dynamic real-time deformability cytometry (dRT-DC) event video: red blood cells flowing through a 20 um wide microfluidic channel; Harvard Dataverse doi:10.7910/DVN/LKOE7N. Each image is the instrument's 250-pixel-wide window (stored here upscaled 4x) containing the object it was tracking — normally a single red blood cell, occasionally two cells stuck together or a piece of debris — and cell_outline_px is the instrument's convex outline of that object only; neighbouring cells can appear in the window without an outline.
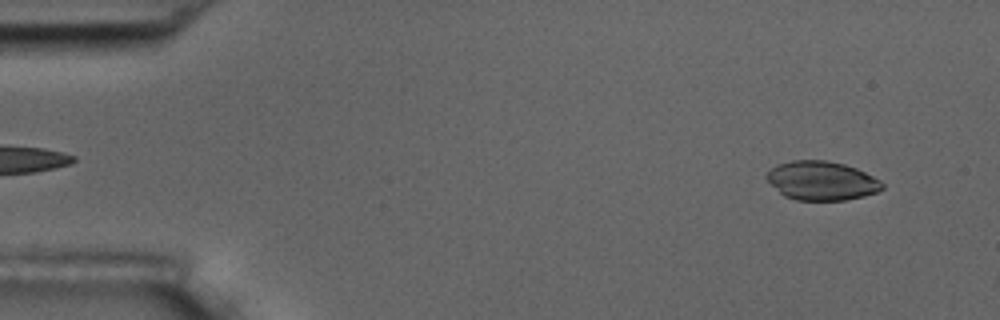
{"species": "common noctule bat (a hibernating species)", "species_latin": "Nyctalus noctula", "temperature_condition": "room temperature", "stored_images_in_passage": 11, "camera_frame_rate_fps": 3000, "um_per_image_px": 0.085, "animal": {"sex": "male", "body_mass_g": 17.5, "forearm_length_mm": 52.3}, "frame": {"image": 1, "passage_image": 4, "time_ms": 1.0, "image_size_px": [1000, 320], "cell_outline_px": [[884, 188], [876, 192], [864, 196], [844, 200], [796, 200], [784, 196], [764, 176], [776, 164], [792, 160], [824, 160], [844, 164], [856, 168], [880, 180], [884, 184]], "centroid_in_image_um": [69.84, 15.36], "position_along_channel_um": 15.2, "area_um2": 26.13}}